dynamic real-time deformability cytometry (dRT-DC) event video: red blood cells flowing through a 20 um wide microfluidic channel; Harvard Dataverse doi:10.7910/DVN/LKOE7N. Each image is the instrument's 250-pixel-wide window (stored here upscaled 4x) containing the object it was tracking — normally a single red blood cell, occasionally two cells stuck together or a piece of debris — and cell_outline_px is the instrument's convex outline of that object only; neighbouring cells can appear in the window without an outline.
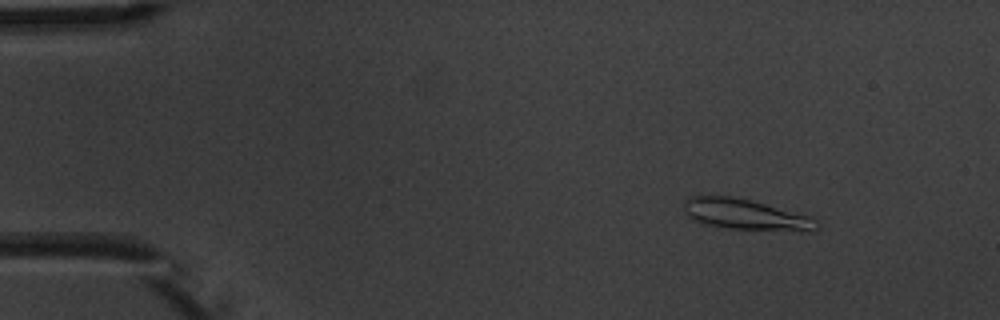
{"species": "common noctule bat (a hibernating species)", "species_latin": "Nyctalus noctula", "temperature_condition": "warm", "stored_images_in_passage": 8, "camera_frame_rate_fps": 3000, "um_per_image_px": 0.085, "animal": {"sex": "male", "body_mass_g": 20.1, "forearm_length_mm": 53.5}, "frame": {"image": 1, "passage_image": 2, "time_ms": 1.333, "image_size_px": [1000, 320], "cell_outline_px": [[820, 228], [816, 232], [800, 232], [728, 228], [700, 224], [688, 216], [684, 212], [684, 200], [688, 196], [736, 196], [808, 216], [816, 220], [820, 224]], "centroid_in_image_um": [63.4, 18.26], "position_along_channel_um": 21.6, "area_um2": 24.22}}
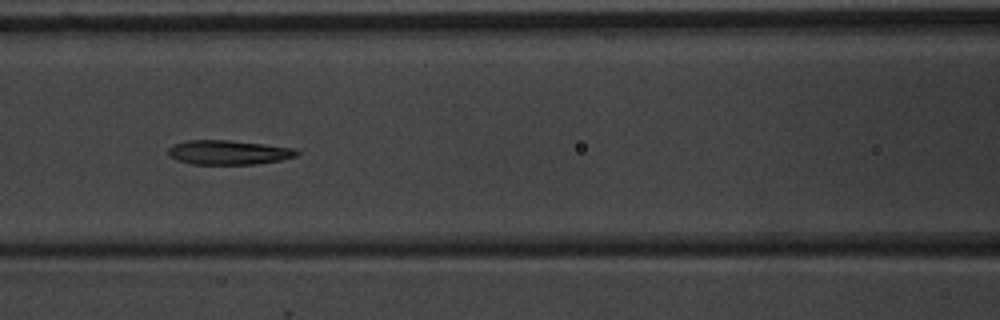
{"frame": {"image": 2, "passage_image": 7, "time_ms": 7.0, "image_size_px": [1000, 320], "cell_outline_px": [[300, 152], [296, 156], [280, 160], [256, 164], [192, 164], [176, 160], [168, 156], [168, 148], [172, 144], [188, 140], [228, 140], [264, 144], [296, 148]], "centroid_in_image_um": [19.4, 12.95], "position_along_channel_um": 147.2, "area_um2": 18.38}}
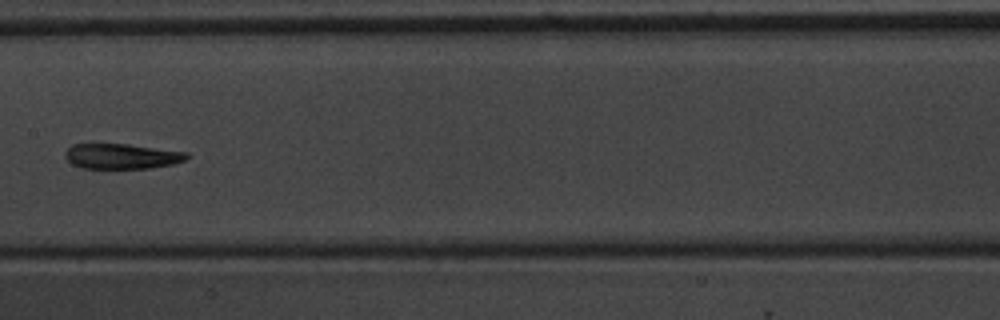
{"frame": {"image": 3, "passage_image": 8, "time_ms": 8.333, "image_size_px": [1000, 320], "cell_outline_px": [[188, 156], [184, 160], [172, 164], [148, 168], [80, 168], [72, 164], [64, 156], [64, 152], [72, 144], [128, 144], [188, 152]], "centroid_in_image_um": [10.31, 13.28], "position_along_channel_um": 197.1, "area_um2": 17.8}}